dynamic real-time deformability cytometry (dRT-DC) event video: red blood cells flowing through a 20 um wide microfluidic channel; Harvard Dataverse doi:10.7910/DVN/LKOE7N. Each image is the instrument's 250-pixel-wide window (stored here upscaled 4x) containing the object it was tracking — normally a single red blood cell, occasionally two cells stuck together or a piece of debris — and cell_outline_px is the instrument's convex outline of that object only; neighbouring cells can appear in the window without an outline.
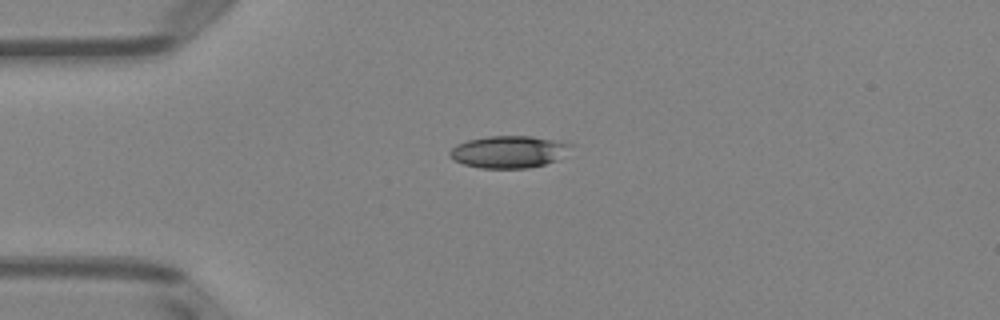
{"species": "Egyptian fruit bat (a non-hibernating species)", "species_latin": "Rousettus aegyptiacus", "temperature_condition": "room temperature", "stored_images_in_passage": 3, "camera_frame_rate_fps": 3000, "um_per_image_px": 0.085, "animal": {"sex": "female"}, "frame": {"image": 1, "passage_image": 3, "time_ms": 2.333, "image_size_px": [1000, 320], "cell_outline_px": [[572, 144], [556, 160], [544, 164], [528, 168], [480, 168], [464, 164], [456, 160], [448, 152], [456, 144], [468, 140], [488, 136], [532, 136]], "centroid_in_image_um": [43.19, 12.9], "position_along_channel_um": 41.8, "area_um2": 22.14}}